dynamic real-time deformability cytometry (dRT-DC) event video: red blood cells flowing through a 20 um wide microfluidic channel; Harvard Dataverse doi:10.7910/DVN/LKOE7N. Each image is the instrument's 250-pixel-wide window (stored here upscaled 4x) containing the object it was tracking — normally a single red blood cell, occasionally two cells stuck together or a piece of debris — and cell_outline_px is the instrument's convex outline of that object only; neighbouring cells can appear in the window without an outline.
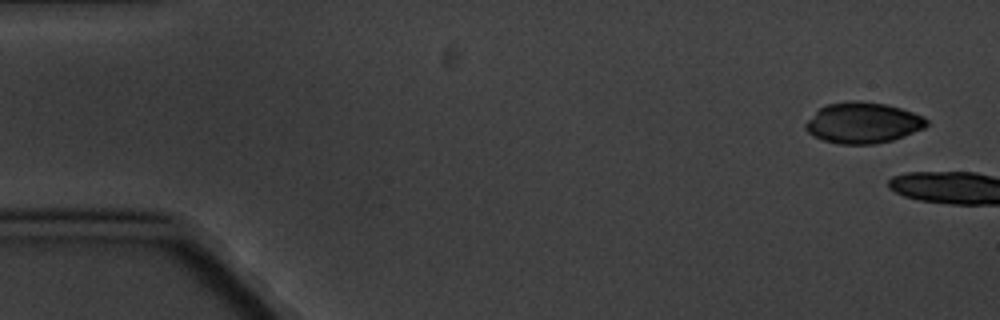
{"species": "common noctule bat (a hibernating species)", "species_latin": "Nyctalus noctula", "temperature_condition": "cold", "stored_images_in_passage": 2, "camera_frame_rate_fps": 3000, "um_per_image_px": 0.085, "animal": {"sex": "male", "body_mass_g": 20.1, "forearm_length_mm": 53.5}, "frame": {"image": 1, "passage_image": 1, "time_ms": 0.0, "image_size_px": [1000, 320], "cell_outline_px": [[928, 124], [924, 128], [892, 140], [872, 144], [840, 144], [824, 140], [808, 132], [804, 128], [804, 124], [820, 108], [828, 104], [848, 100], [860, 100], [888, 104], [924, 116], [928, 120]], "centroid_in_image_um": [73.36, 10.42], "position_along_channel_um": 11.6, "area_um2": 28.73}}